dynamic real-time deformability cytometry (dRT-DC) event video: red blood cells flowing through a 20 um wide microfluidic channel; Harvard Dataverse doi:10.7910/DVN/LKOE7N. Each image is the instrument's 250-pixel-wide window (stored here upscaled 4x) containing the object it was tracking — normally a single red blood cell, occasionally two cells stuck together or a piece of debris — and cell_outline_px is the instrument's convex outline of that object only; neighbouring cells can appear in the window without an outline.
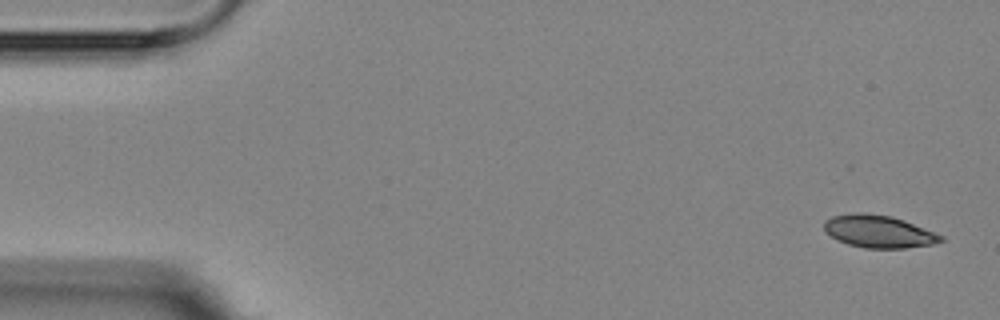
{"species": "Egyptian fruit bat (a non-hibernating species)", "species_latin": "Rousettus aegyptiacus", "temperature_condition": "room temperature", "stored_images_in_passage": 6, "camera_frame_rate_fps": 3000, "um_per_image_px": 0.085, "animal": {"sex": "female"}, "frame": {"image": 1, "passage_image": 1, "time_ms": 0.0, "image_size_px": [1000, 320], "cell_outline_px": [[944, 240], [932, 244], [904, 248], [864, 248], [848, 244], [824, 232], [824, 220], [832, 216], [856, 212], [860, 212], [892, 216], [904, 220], [944, 236]], "centroid_in_image_um": [74.67, 19.66], "position_along_channel_um": 10.3, "area_um2": 22.02}}
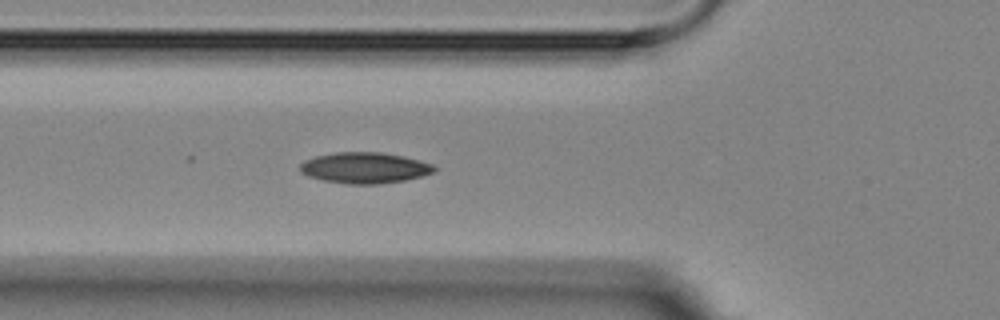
{"frame": {"image": 2, "passage_image": 6, "time_ms": 5.667, "image_size_px": [1000, 320], "cell_outline_px": [[440, 168], [436, 172], [404, 180], [380, 184], [348, 184], [324, 180], [308, 176], [300, 172], [300, 164], [304, 160], [316, 156], [336, 152], [380, 152], [404, 156], [432, 164]], "centroid_in_image_um": [31.02, 14.26], "position_along_channel_um": 94.8, "area_um2": 24.28}}